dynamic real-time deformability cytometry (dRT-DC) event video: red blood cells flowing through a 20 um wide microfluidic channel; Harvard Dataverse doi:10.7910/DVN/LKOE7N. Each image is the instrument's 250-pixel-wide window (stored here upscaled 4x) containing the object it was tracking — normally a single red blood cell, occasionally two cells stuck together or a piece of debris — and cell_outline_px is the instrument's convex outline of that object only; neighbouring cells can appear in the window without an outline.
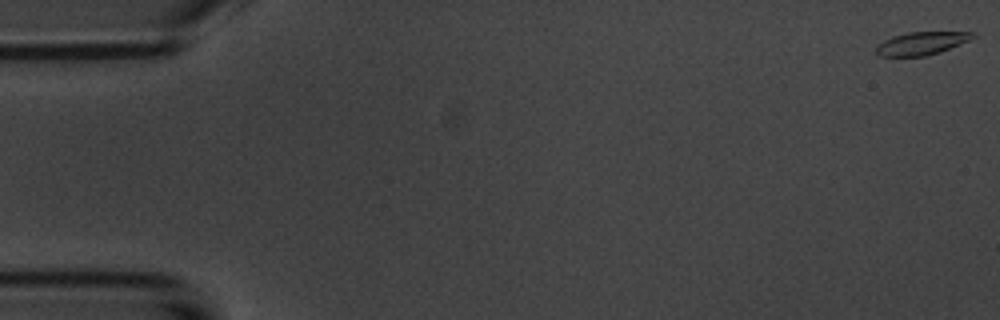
{"species": "common noctule bat (a hibernating species)", "species_latin": "Nyctalus noctula", "temperature_condition": "room temperature", "stored_images_in_passage": 55, "camera_frame_rate_fps": 3000, "um_per_image_px": 0.085, "animal": {"sex": "male", "body_mass_g": 20.1, "forearm_length_mm": 53.5}, "frame": {"image": 1, "passage_image": 1, "time_ms": 0.0, "image_size_px": [1000, 320], "cell_outline_px": [[976, 36], [968, 40], [940, 52], [924, 56], [880, 56], [876, 52], [876, 48], [884, 40], [892, 36], [908, 32], [976, 32]], "centroid_in_image_um": [78.33, 3.68], "position_along_channel_um": 6.7, "area_um2": 12.72}}
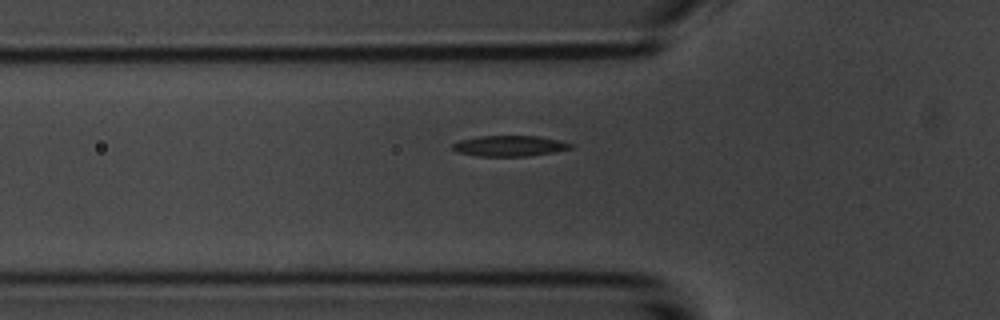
{"frame": {"image": 2, "passage_image": 19, "time_ms": 6.0, "image_size_px": [1000, 320], "cell_outline_px": [[572, 148], [556, 152], [528, 156], [476, 156], [456, 152], [452, 148], [452, 144], [460, 140], [480, 136], [536, 136], [556, 140], [572, 144]], "centroid_in_image_um": [43.27, 12.41], "position_along_channel_um": 82.5, "area_um2": 14.16}}
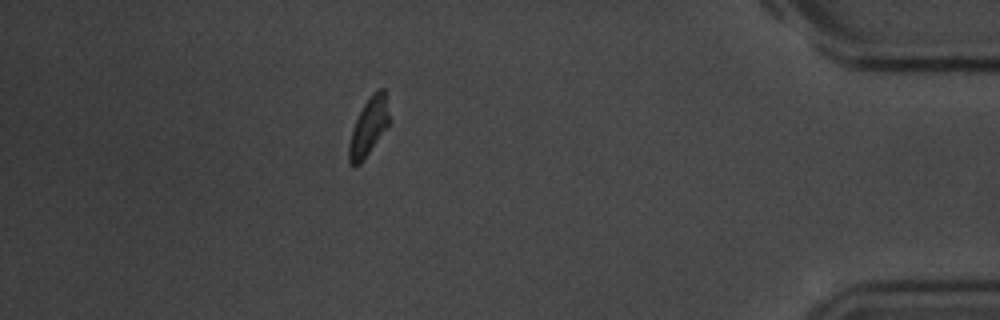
{"frame": {"image": 3, "passage_image": 49, "time_ms": 16.0, "image_size_px": [1000, 320], "cell_outline_px": [[392, 120], [388, 128], [360, 164], [356, 168], [352, 168], [348, 164], [348, 144], [352, 128], [364, 104], [372, 92], [380, 88], [384, 88]], "centroid_in_image_um": [31.35, 10.81], "position_along_channel_um": 403.8, "area_um2": 14.16}, "authors_computed_cell_mechanics": {"area_um2": 14.161, "velocity_mm_per_s": 3.6652, "shape_relaxation_time_tau1_ms": 1.9266, "shape_relaxation_time_tau2_ms": null, "deformation_change_tau1": 0.0968, "deformation_change_tau2": null}}